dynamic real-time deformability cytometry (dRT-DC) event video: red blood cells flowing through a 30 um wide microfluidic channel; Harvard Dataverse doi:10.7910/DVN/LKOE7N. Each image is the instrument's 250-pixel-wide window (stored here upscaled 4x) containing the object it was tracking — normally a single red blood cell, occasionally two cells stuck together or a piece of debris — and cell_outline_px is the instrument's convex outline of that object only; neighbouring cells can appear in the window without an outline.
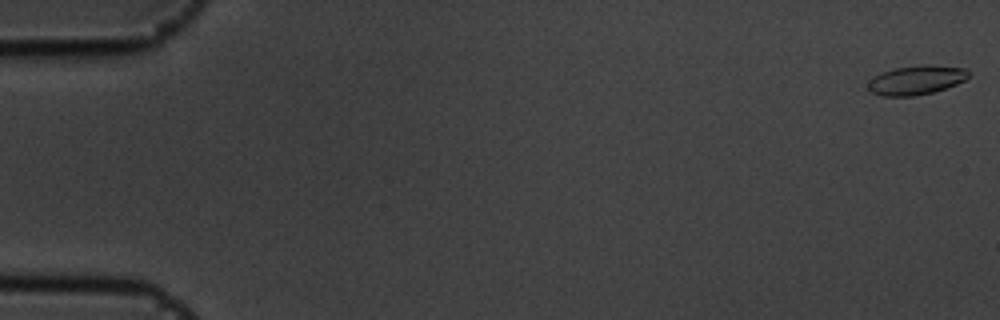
{"species": "common noctule bat (a hibernating species)", "species_latin": "Nyctalus noctula", "temperature_condition": "cold", "stored_images_in_passage": 4, "camera_frame_rate_fps": 3000, "um_per_image_px": 0.085, "animal": {"sex": "male", "body_mass_g": 19.5, "forearm_length_mm": 54.6}, "frame": {"image": 1, "passage_image": 1, "time_ms": 0.0, "image_size_px": [1000, 320], "cell_outline_px": [[968, 76], [964, 80], [956, 84], [932, 92], [912, 96], [880, 96], [872, 92], [868, 88], [868, 80], [880, 72], [896, 68], [924, 64], [928, 64], [964, 68], [968, 72]], "centroid_in_image_um": [77.83, 6.8], "position_along_channel_um": 7.2, "area_um2": 16.99}}